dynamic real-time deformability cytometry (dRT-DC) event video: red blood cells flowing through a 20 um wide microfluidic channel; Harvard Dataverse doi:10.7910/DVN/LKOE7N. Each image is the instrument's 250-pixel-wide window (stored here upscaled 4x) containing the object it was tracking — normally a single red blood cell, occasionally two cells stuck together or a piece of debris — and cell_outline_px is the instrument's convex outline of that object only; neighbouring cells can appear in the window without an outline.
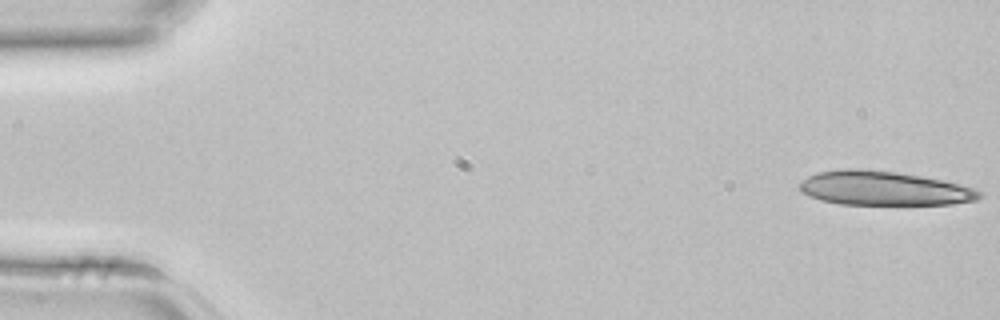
{"species": "common noctule bat (a hibernating species)", "species_latin": "Nyctalus noctula", "temperature_condition": "room temperature", "stored_images_in_passage": 3, "camera_frame_rate_fps": 3000, "um_per_image_px": 0.085, "animal": {"sex": "female", "body_mass_g": 22.7, "forearm_length_mm": 54.2}, "frame": {"image": 1, "passage_image": 1, "time_ms": 0.0, "image_size_px": [1000, 320], "cell_outline_px": [[984, 196], [976, 200], [952, 204], [840, 204], [820, 200], [808, 196], [800, 192], [800, 180], [808, 176], [820, 172], [848, 168], [860, 168], [896, 172], [920, 176], [940, 180], [972, 188], [984, 192]], "centroid_in_image_um": [75.09, 16.01], "position_along_channel_um": 9.9, "area_um2": 35.66}}